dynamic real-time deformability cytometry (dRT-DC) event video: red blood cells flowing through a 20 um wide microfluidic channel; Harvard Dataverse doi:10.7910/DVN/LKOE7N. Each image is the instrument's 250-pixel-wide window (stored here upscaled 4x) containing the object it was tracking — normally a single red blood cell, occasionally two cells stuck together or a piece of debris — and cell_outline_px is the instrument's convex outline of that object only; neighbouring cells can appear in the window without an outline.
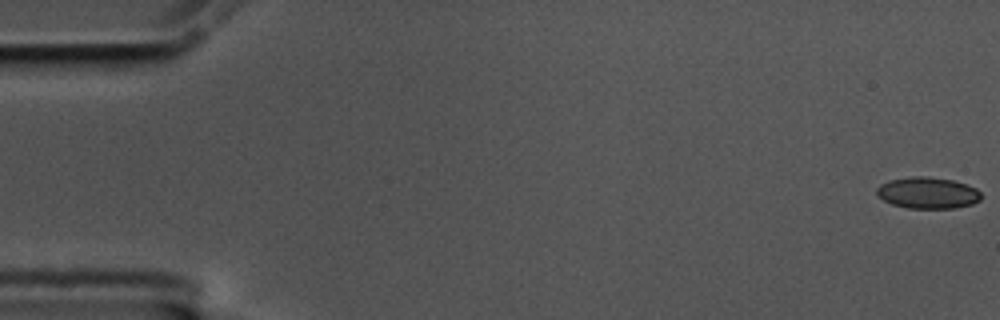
{"species": "common noctule bat (a hibernating species)", "species_latin": "Nyctalus noctula", "temperature_condition": "cold", "stored_images_in_passage": 17, "camera_frame_rate_fps": 3000, "um_per_image_px": 0.085, "animal": {"sex": "male", "body_mass_g": 17.5, "forearm_length_mm": 52.3}, "frame": {"image": 1, "passage_image": 1, "time_ms": 0.0, "image_size_px": [1000, 320], "cell_outline_px": [[980, 200], [972, 204], [956, 208], [908, 208], [892, 204], [884, 200], [876, 192], [876, 188], [880, 184], [888, 180], [912, 176], [928, 176], [952, 180], [976, 188], [980, 192]], "centroid_in_image_um": [78.84, 16.39], "position_along_channel_um": 6.2, "area_um2": 19.07}}
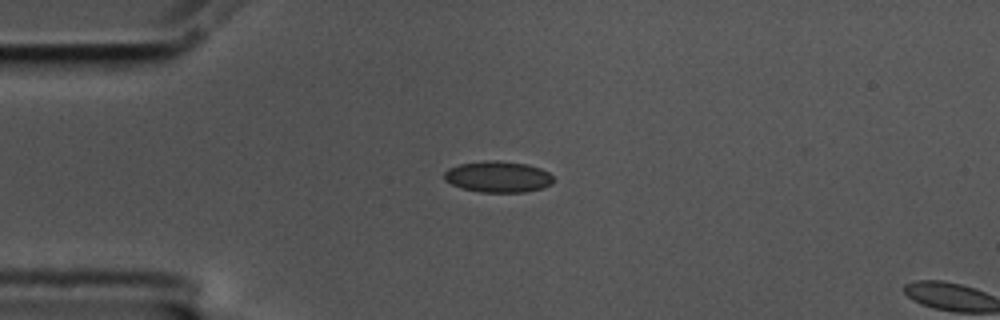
{"frame": {"image": 2, "passage_image": 15, "time_ms": 4.667, "image_size_px": [1000, 320], "cell_outline_px": [[552, 184], [544, 188], [524, 192], [480, 192], [464, 188], [452, 184], [444, 180], [444, 172], [448, 168], [460, 164], [488, 160], [496, 160], [528, 164], [540, 168], [548, 172], [552, 176]], "centroid_in_image_um": [42.34, 15.02], "position_along_channel_um": 42.7, "area_um2": 19.83}}